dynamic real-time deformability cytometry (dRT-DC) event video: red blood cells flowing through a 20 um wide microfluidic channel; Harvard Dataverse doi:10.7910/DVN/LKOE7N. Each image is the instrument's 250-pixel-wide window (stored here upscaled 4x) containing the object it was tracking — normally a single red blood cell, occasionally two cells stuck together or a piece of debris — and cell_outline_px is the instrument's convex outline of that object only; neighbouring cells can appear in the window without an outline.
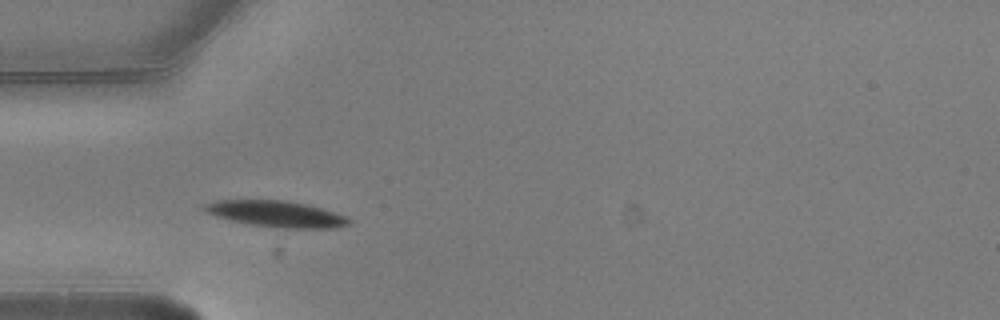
{"species": "common noctule bat (a hibernating species)", "species_latin": "Nyctalus noctula", "temperature_condition": "warm", "stored_images_in_passage": 4, "camera_frame_rate_fps": 3000, "um_per_image_px": 0.085, "animal": {"sex": "male", "body_mass_g": 20.5, "forearm_length_mm": 52.5}, "frame": {"image": 1, "passage_image": 1, "time_ms": 0.0, "image_size_px": [1000, 320], "cell_outline_px": [[352, 224], [332, 228], [276, 228], [248, 224], [216, 216], [204, 212], [200, 208], [204, 204], [216, 200], [284, 200], [304, 204], [320, 208], [344, 216], [352, 220]], "centroid_in_image_um": [23.43, 18.19], "position_along_channel_um": 61.6, "area_um2": 22.02}}
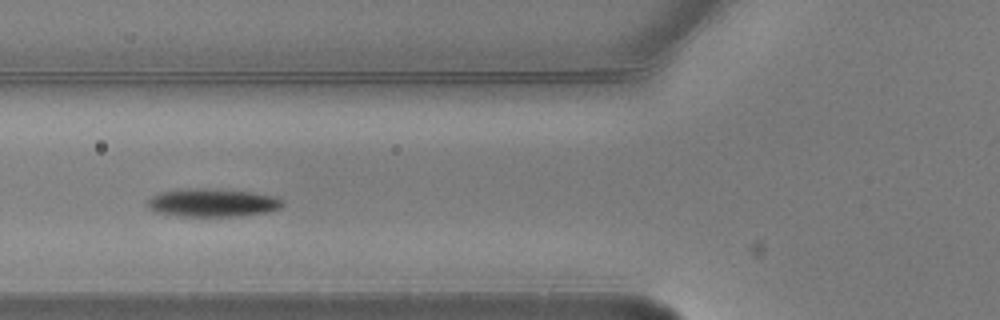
{"frame": {"image": 2, "passage_image": 2, "time_ms": 0.333, "image_size_px": [1000, 320], "cell_outline_px": [[284, 204], [280, 208], [268, 212], [240, 216], [180, 216], [156, 212], [148, 208], [148, 200], [152, 196], [160, 192], [196, 188], [204, 188], [252, 192], [276, 196], [284, 200]], "centroid_in_image_um": [18.11, 17.23], "position_along_channel_um": 107.7, "area_um2": 22.14}}